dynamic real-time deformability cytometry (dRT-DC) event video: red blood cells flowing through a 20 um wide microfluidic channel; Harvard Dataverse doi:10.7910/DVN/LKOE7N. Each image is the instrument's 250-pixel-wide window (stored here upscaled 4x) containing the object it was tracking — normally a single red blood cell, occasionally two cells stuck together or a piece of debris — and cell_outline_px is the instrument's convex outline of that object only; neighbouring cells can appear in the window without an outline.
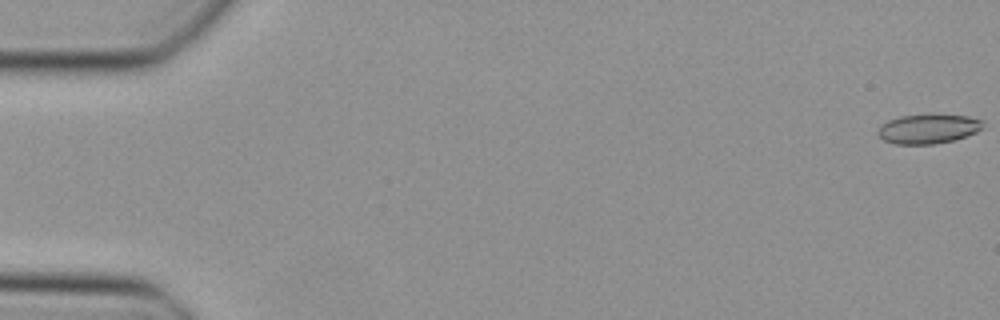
{"species": "Egyptian fruit bat (a non-hibernating species)", "species_latin": "Rousettus aegyptiacus", "temperature_condition": "cold", "stored_images_in_passage": 15, "camera_frame_rate_fps": 3000, "um_per_image_px": 0.085, "animal": {"sex": "female"}, "frame": {"image": 1, "passage_image": 1, "time_ms": 0.0, "image_size_px": [1000, 320], "cell_outline_px": [[984, 128], [976, 132], [956, 140], [932, 144], [896, 144], [884, 140], [876, 132], [888, 120], [900, 116], [968, 116], [984, 120]], "centroid_in_image_um": [78.95, 10.98], "position_along_channel_um": 6.1, "area_um2": 17.63}}
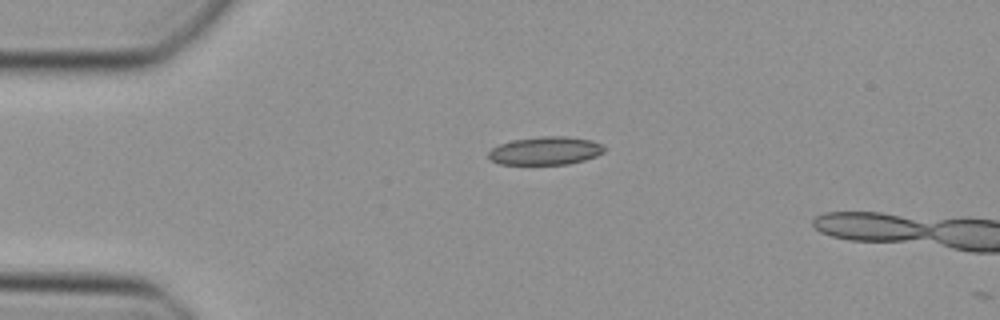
{"frame": {"image": 2, "passage_image": 12, "time_ms": 3.667, "image_size_px": [1000, 320], "cell_outline_px": [[604, 152], [596, 156], [584, 160], [568, 164], [500, 164], [492, 160], [488, 156], [488, 152], [492, 148], [500, 144], [512, 140], [540, 136], [564, 136], [592, 140], [600, 144], [604, 148]], "centroid_in_image_um": [46.36, 12.81], "position_along_channel_um": 38.6, "area_um2": 18.9}}